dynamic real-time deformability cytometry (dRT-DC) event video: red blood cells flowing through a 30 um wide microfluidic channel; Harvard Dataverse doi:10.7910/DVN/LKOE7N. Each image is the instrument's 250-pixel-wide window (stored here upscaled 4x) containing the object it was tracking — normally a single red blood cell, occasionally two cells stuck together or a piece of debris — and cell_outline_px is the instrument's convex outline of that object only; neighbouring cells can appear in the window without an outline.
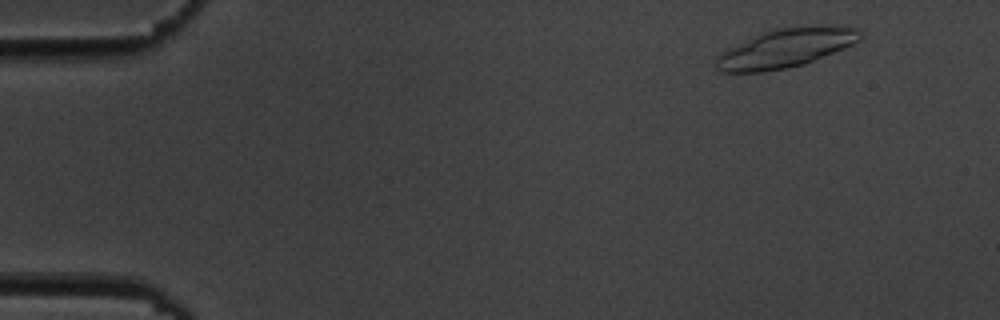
{"species": "common noctule bat (a hibernating species)", "species_latin": "Nyctalus noctula", "temperature_condition": "cold", "stored_images_in_passage": 5, "camera_frame_rate_fps": 3000, "um_per_image_px": 0.085, "animal": {"sex": "male", "body_mass_g": 19.5, "forearm_length_mm": 54.6}, "frame": {"image": 1, "passage_image": 2, "time_ms": 1.0, "image_size_px": [1000, 320], "cell_outline_px": [[864, 32], [860, 40], [844, 48], [804, 64], [764, 72], [720, 72], [716, 68], [716, 56], [720, 52], [752, 36], [776, 28], [832, 24], [856, 28]], "centroid_in_image_um": [66.8, 4.07], "position_along_channel_um": 18.2, "area_um2": 32.83}}
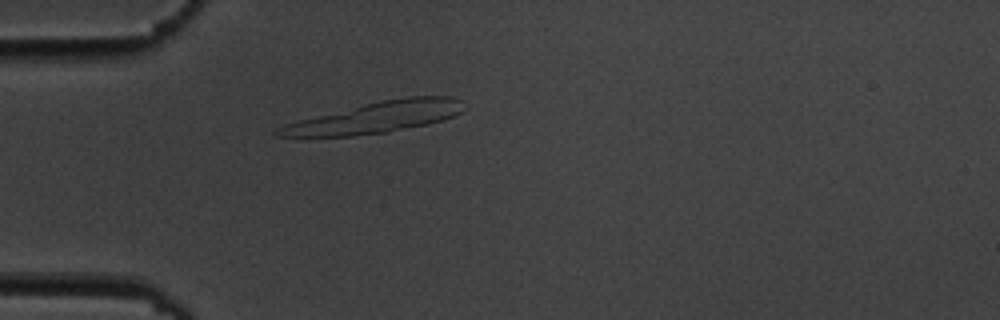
{"frame": {"image": 2, "passage_image": 5, "time_ms": 4.667, "image_size_px": [1000, 320], "cell_outline_px": [[468, 108], [452, 116], [428, 124], [388, 132], [352, 136], [276, 136], [272, 132], [276, 128], [284, 124], [380, 100], [408, 96], [452, 96], [460, 100]], "centroid_in_image_um": [31.97, 9.97], "position_along_channel_um": 53.0, "area_um2": 33.41}}